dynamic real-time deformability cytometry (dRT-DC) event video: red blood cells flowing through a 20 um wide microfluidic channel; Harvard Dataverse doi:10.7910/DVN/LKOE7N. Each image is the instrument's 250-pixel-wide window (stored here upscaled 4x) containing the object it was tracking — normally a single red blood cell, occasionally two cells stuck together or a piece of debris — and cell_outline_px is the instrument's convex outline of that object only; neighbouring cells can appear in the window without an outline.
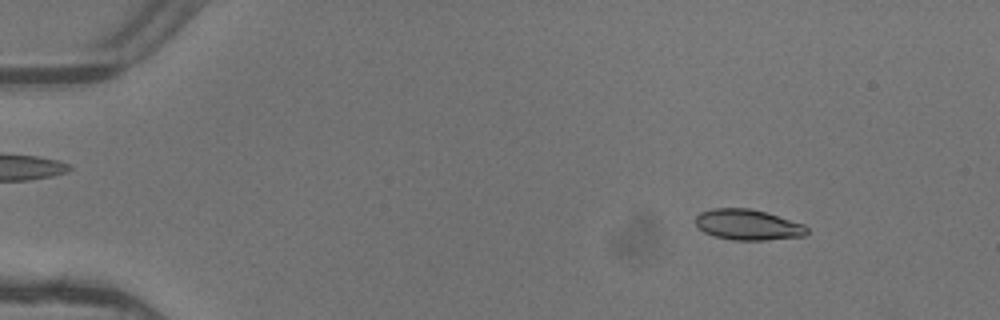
{"species": "common noctule bat (a hibernating species)", "species_latin": "Nyctalus noctula", "temperature_condition": "warm", "stored_images_in_passage": 5, "camera_frame_rate_fps": 3000, "um_per_image_px": 0.085, "animal": {"sex": "female"}, "frame": {"image": 1, "passage_image": 1, "time_ms": 0.0, "image_size_px": [1000, 320], "cell_outline_px": [[808, 232], [804, 236], [764, 240], [732, 240], [716, 236], [704, 232], [696, 224], [696, 216], [700, 212], [712, 208], [748, 208], [764, 212], [804, 224], [808, 228]], "centroid_in_image_um": [63.57, 19.1], "position_along_channel_um": 21.4, "area_um2": 19.71}}
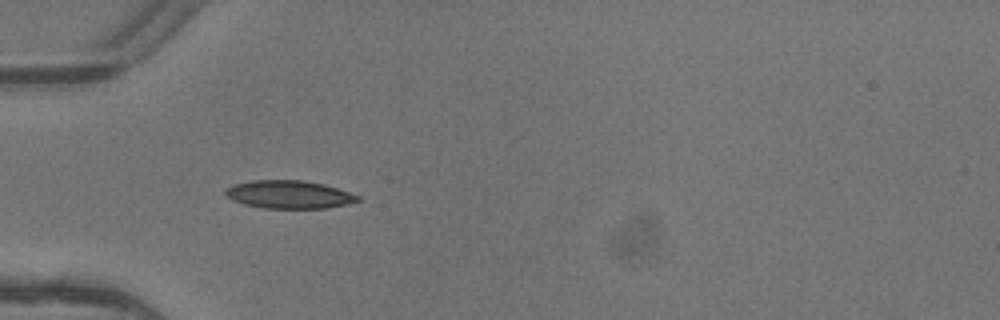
{"frame": {"image": 2, "passage_image": 4, "time_ms": 1.0, "image_size_px": [1000, 320], "cell_outline_px": [[360, 200], [348, 204], [328, 208], [264, 208], [244, 204], [232, 200], [224, 192], [232, 184], [252, 180], [304, 180], [324, 184], [360, 196]], "centroid_in_image_um": [24.57, 16.53], "position_along_channel_um": 60.4, "area_um2": 21.56}}
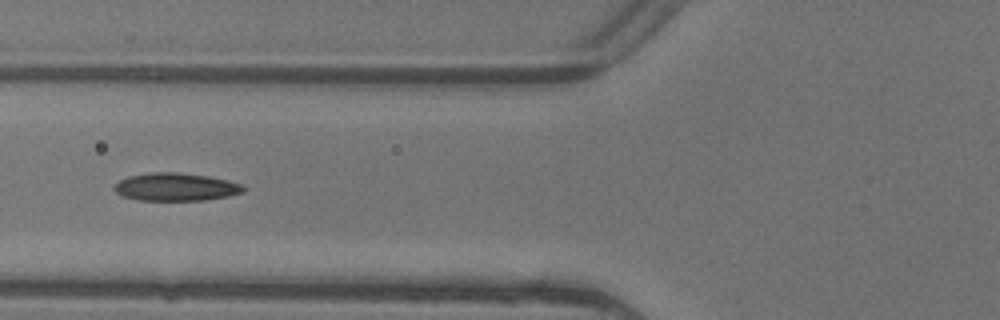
{"frame": {"image": 3, "passage_image": 5, "time_ms": 1.333, "image_size_px": [1000, 320], "cell_outline_px": [[244, 192], [228, 196], [204, 200], [140, 200], [124, 196], [116, 192], [112, 188], [120, 180], [128, 176], [152, 172], [180, 172], [208, 176], [228, 180], [244, 184]], "centroid_in_image_um": [14.97, 15.88], "position_along_channel_um": 110.8, "area_um2": 20.98}}